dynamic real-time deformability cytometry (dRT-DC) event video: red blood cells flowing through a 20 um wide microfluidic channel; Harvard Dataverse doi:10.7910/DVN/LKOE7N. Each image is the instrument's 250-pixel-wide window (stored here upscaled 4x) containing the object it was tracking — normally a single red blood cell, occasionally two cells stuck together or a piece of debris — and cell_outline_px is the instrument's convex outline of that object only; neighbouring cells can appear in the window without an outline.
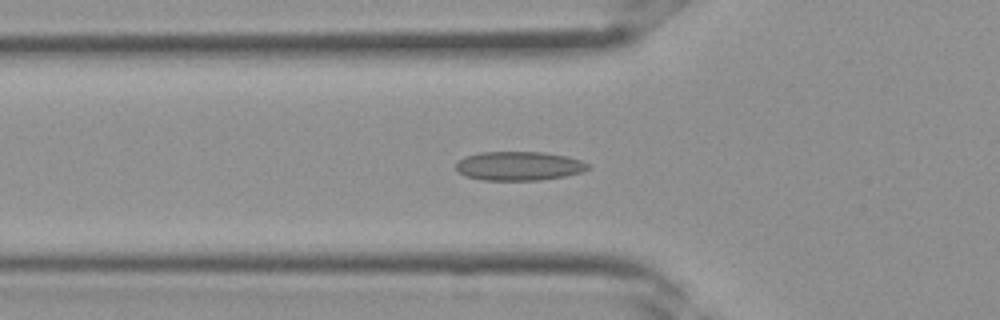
{"species": "Egyptian fruit bat (a non-hibernating species)", "species_latin": "Rousettus aegyptiacus", "temperature_condition": "room temperature", "stored_images_in_passage": 31, "camera_frame_rate_fps": 3000, "um_per_image_px": 0.085, "frame": {"image": 1, "passage_image": 9, "time_ms": 2.667, "image_size_px": [1000, 320], "cell_outline_px": [[588, 168], [580, 172], [564, 176], [540, 180], [484, 180], [464, 176], [456, 168], [456, 160], [464, 156], [480, 152], [544, 152], [568, 156], [580, 160], [588, 164]], "centroid_in_image_um": [44.06, 14.1], "position_along_channel_um": 81.7, "area_um2": 22.31}}
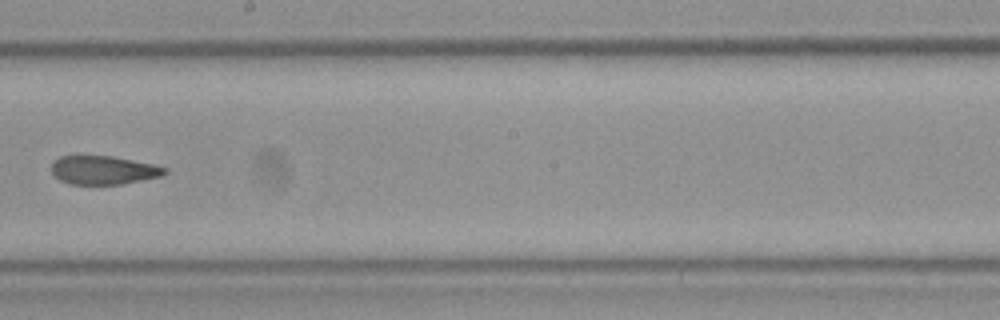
{"frame": {"image": 2, "passage_image": 17, "time_ms": 5.333, "image_size_px": [1000, 320], "cell_outline_px": [[168, 172], [160, 176], [124, 184], [68, 184], [60, 180], [52, 172], [52, 164], [60, 156], [112, 156], [152, 164], [168, 168]], "centroid_in_image_um": [8.81, 14.46], "position_along_channel_um": 239.4, "area_um2": 18.73}}
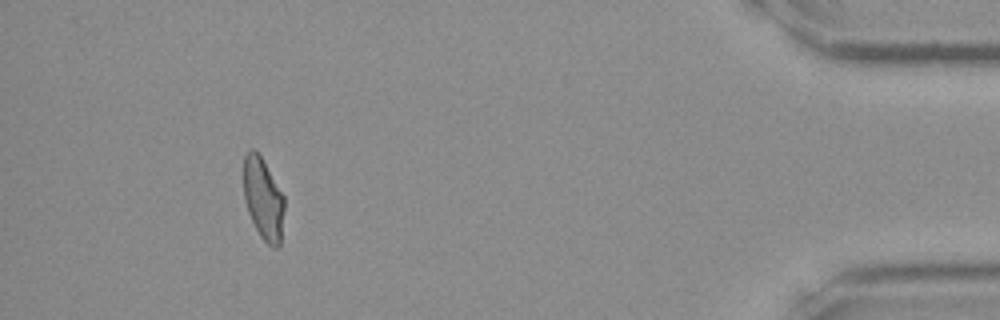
{"frame": {"image": 3, "passage_image": 29, "time_ms": 9.333, "image_size_px": [1000, 320], "cell_outline_px": [[284, 208], [280, 244], [276, 248], [272, 248], [260, 236], [248, 212], [244, 200], [244, 156], [248, 148], [252, 148], [264, 160], [284, 196]], "centroid_in_image_um": [22.37, 16.88], "position_along_channel_um": 412.8, "area_um2": 19.42}}